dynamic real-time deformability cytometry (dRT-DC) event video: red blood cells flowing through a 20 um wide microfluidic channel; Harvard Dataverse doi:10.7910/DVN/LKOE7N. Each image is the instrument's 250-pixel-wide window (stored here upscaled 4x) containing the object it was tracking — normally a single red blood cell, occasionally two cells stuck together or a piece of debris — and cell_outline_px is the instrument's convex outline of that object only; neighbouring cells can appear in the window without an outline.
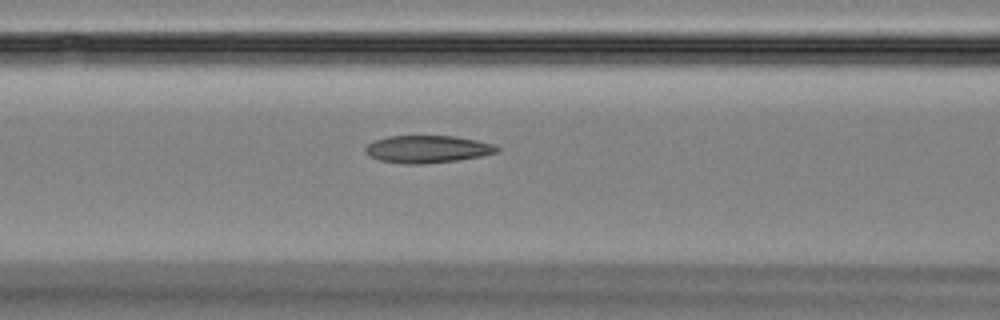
{"species": "Egyptian fruit bat (a non-hibernating species)", "species_latin": "Rousettus aegyptiacus", "temperature_condition": "room temperature", "stored_images_in_passage": 49, "camera_frame_rate_fps": 3000, "um_per_image_px": 0.085, "animal": {"sex": "female"}, "frame": {"image": 1, "passage_image": 20, "time_ms": 6.333, "image_size_px": [1000, 320], "cell_outline_px": [[500, 152], [480, 156], [456, 160], [424, 164], [404, 164], [380, 160], [368, 156], [364, 152], [364, 148], [368, 144], [376, 140], [388, 136], [452, 136], [476, 140], [496, 144], [500, 148]], "centroid_in_image_um": [36.34, 12.68], "position_along_channel_um": 130.3, "area_um2": 21.1}}
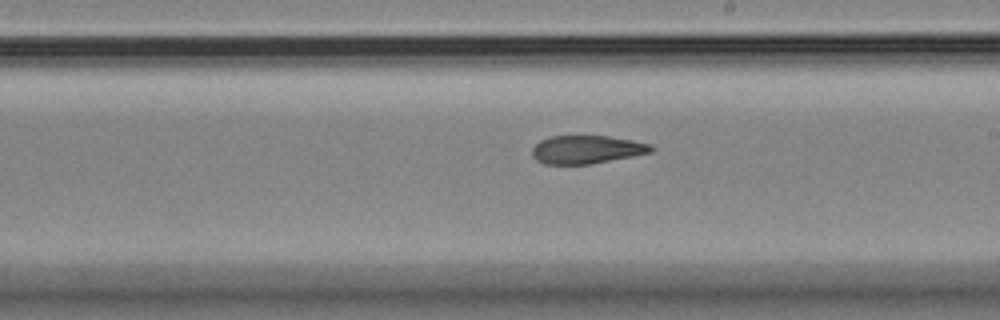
{"frame": {"image": 2, "passage_image": 28, "time_ms": 9.0, "image_size_px": [1000, 320], "cell_outline_px": [[656, 148], [652, 152], [592, 164], [544, 164], [536, 160], [532, 156], [532, 148], [540, 140], [548, 136], [608, 136], [632, 140], [652, 144]], "centroid_in_image_um": [49.87, 12.71], "position_along_channel_um": 239.1, "area_um2": 19.71}}
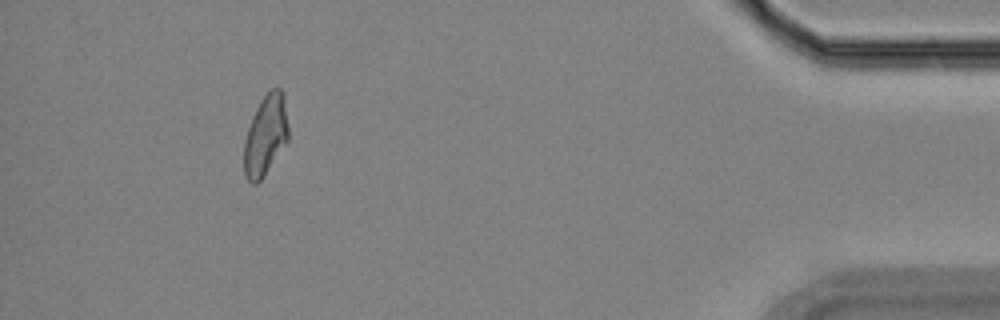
{"frame": {"image": 3, "passage_image": 45, "time_ms": 14.667, "image_size_px": [1000, 320], "cell_outline_px": [[288, 140], [264, 176], [256, 184], [252, 184], [244, 176], [244, 140], [252, 116], [260, 100], [272, 88], [280, 88], [284, 92], [288, 128]], "centroid_in_image_um": [22.57, 11.5], "position_along_channel_um": 412.6, "area_um2": 20.87}}